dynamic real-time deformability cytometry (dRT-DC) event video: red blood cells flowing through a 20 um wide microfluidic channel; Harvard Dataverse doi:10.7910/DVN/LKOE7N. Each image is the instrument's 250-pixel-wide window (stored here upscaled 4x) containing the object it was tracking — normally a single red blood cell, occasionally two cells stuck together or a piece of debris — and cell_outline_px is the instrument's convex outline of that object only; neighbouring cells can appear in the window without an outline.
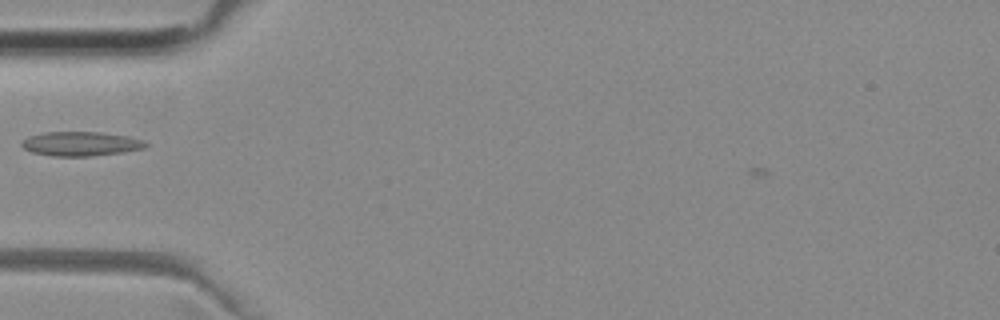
{"species": "common noctule bat (a hibernating species)", "species_latin": "Nyctalus noctula", "temperature_condition": "room temperature", "stored_images_in_passage": 37, "camera_frame_rate_fps": 3000, "um_per_image_px": 0.085, "animal": {"sex": "female", "body_mass_g": 29.2, "forearm_length_mm": 56.3}, "frame": {"image": 1, "passage_image": 3, "time_ms": 0.667, "image_size_px": [1000, 320], "cell_outline_px": [[148, 144], [144, 148], [124, 152], [92, 156], [52, 156], [32, 152], [24, 148], [20, 144], [20, 140], [28, 136], [44, 132], [100, 132], [128, 136], [144, 140]], "centroid_in_image_um": [6.85, 12.22], "position_along_channel_um": 78.2, "area_um2": 17.69}}